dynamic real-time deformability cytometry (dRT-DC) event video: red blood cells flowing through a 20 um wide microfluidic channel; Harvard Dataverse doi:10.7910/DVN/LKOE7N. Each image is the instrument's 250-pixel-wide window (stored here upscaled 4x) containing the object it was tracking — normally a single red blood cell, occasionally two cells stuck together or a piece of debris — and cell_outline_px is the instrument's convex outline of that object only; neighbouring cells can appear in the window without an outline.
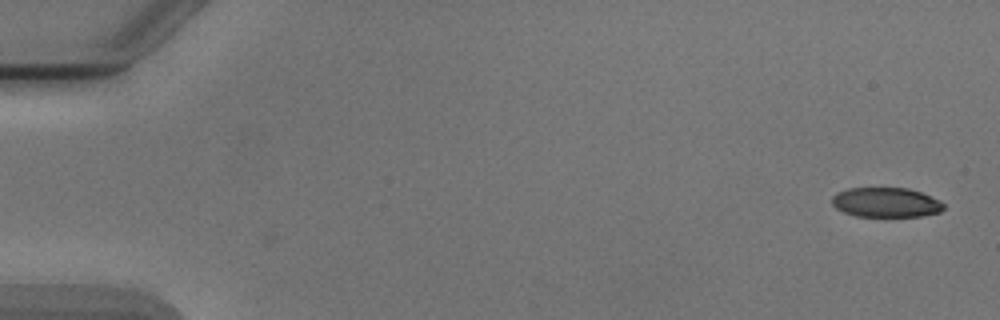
{"species": "Egyptian fruit bat (a non-hibernating species)", "species_latin": "Rousettus aegyptiacus", "temperature_condition": "cold", "stored_images_in_passage": 2, "camera_frame_rate_fps": 3000, "um_per_image_px": 0.085, "animal": {"sex": "male"}, "frame": {"image": 1, "passage_image": 2, "time_ms": 1.333, "image_size_px": [1000, 320], "cell_outline_px": [[944, 208], [940, 212], [920, 216], [856, 216], [844, 212], [836, 208], [832, 204], [832, 196], [836, 192], [848, 188], [908, 188], [920, 192], [940, 200], [944, 204]], "centroid_in_image_um": [75.29, 17.2], "position_along_channel_um": 9.7, "area_um2": 19.31}}